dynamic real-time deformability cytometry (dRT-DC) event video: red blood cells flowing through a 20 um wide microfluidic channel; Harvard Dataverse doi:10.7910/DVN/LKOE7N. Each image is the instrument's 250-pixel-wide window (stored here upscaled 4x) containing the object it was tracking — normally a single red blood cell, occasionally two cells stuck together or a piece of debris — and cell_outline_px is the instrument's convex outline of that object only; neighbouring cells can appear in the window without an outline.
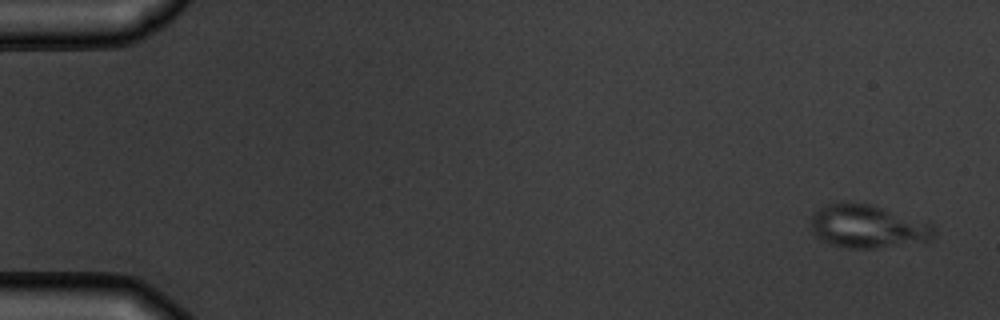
{"species": "common noctule bat (a hibernating species)", "species_latin": "Nyctalus noctula", "temperature_condition": "warm", "stored_images_in_passage": 5, "camera_frame_rate_fps": 3000, "um_per_image_px": 0.085, "animal": {"sex": "male", "body_mass_g": 19.5, "forearm_length_mm": 54.6}, "frame": {"image": 1, "passage_image": 1, "time_ms": 0.0, "image_size_px": [1000, 320], "cell_outline_px": [[936, 236], [932, 240], [876, 248], [848, 248], [832, 244], [820, 240], [812, 232], [812, 216], [820, 208], [828, 204], [872, 204], [932, 224], [936, 228]], "centroid_in_image_um": [73.8, 19.27], "position_along_channel_um": 11.2, "area_um2": 30.52}}